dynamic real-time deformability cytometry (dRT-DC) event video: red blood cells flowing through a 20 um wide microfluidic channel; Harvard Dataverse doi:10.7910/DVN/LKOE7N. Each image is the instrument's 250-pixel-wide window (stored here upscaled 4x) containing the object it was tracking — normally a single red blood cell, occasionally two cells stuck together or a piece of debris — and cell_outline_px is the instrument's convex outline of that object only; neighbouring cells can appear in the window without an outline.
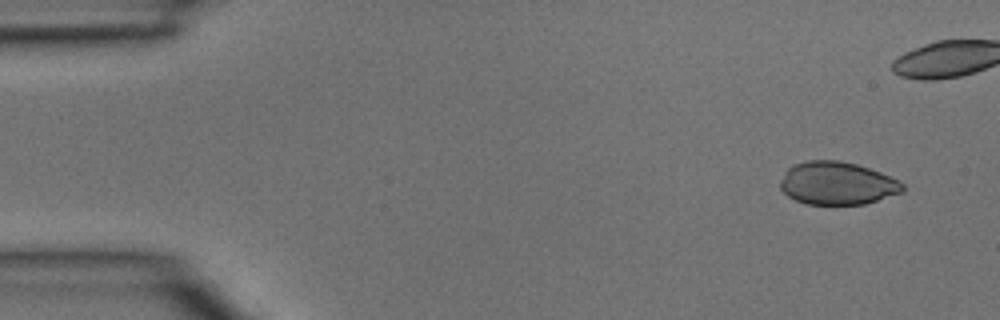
{"species": "common noctule bat (a hibernating species)", "species_latin": "Nyctalus noctula", "temperature_condition": "room temperature", "stored_images_in_passage": 3, "camera_frame_rate_fps": 3000, "um_per_image_px": 0.085, "animal": {"sex": "male", "body_mass_g": 15.6}, "frame": {"image": 1, "passage_image": 1, "time_ms": 0.0, "image_size_px": [1000, 320], "cell_outline_px": [[904, 192], [864, 204], [804, 204], [788, 196], [780, 188], [780, 180], [784, 172], [792, 164], [808, 160], [840, 160], [856, 164], [880, 172], [904, 184]], "centroid_in_image_um": [71.13, 15.57], "position_along_channel_um": 13.9, "area_um2": 30.63}}